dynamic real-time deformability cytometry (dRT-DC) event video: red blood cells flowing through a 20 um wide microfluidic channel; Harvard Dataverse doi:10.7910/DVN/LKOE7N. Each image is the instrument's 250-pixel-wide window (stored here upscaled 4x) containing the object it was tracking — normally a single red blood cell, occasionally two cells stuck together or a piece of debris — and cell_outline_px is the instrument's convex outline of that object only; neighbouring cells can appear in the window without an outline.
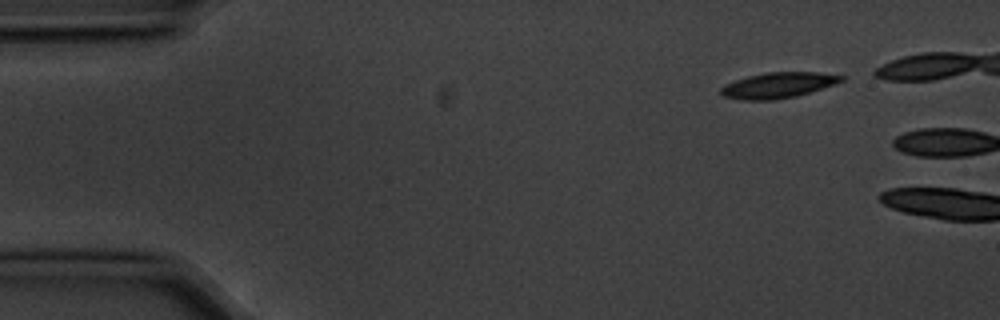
{"species": "common noctule bat (a hibernating species)", "species_latin": "Nyctalus noctula", "temperature_condition": "cold", "stored_images_in_passage": 2, "camera_frame_rate_fps": 3000, "um_per_image_px": 0.085, "animal": {"sex": "male", "body_mass_g": 20.1, "forearm_length_mm": 53.5}, "frame": {"image": 1, "passage_image": 1, "time_ms": 0.0, "image_size_px": [1000, 320], "cell_outline_px": [[844, 80], [796, 96], [776, 100], [744, 100], [724, 96], [720, 92], [720, 88], [724, 84], [748, 76], [768, 72], [816, 72], [844, 76]], "centroid_in_image_um": [66.09, 7.24], "position_along_channel_um": 18.9, "area_um2": 17.69}}